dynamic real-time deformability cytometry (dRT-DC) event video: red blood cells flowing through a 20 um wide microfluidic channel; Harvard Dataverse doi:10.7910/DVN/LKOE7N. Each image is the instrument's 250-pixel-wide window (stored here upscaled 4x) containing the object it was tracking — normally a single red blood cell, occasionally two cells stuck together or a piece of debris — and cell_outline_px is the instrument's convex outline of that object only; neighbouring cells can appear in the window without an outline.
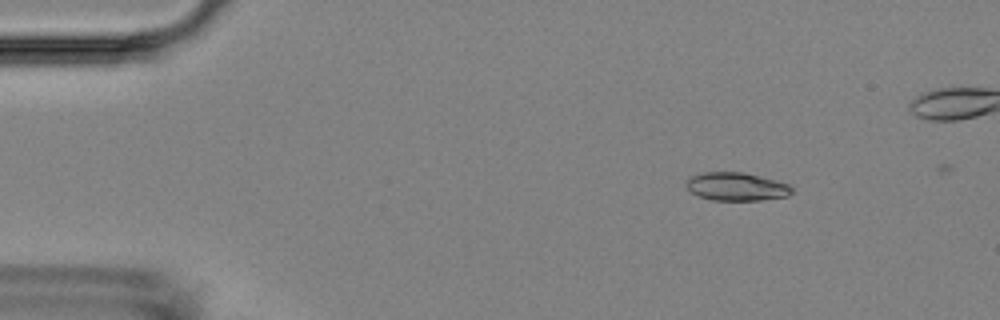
{"species": "Egyptian fruit bat (a non-hibernating species)", "species_latin": "Rousettus aegyptiacus", "temperature_condition": "room temperature", "stored_images_in_passage": 4, "camera_frame_rate_fps": 3000, "um_per_image_px": 0.085, "animal": {"sex": "female"}, "frame": {"image": 1, "passage_image": 2, "time_ms": 1.333, "image_size_px": [1000, 320], "cell_outline_px": [[792, 192], [788, 196], [760, 200], [712, 200], [700, 196], [692, 192], [684, 184], [688, 176], [704, 172], [744, 172], [788, 184], [792, 188]], "centroid_in_image_um": [62.55, 15.85], "position_along_channel_um": 22.4, "area_um2": 17.28}}